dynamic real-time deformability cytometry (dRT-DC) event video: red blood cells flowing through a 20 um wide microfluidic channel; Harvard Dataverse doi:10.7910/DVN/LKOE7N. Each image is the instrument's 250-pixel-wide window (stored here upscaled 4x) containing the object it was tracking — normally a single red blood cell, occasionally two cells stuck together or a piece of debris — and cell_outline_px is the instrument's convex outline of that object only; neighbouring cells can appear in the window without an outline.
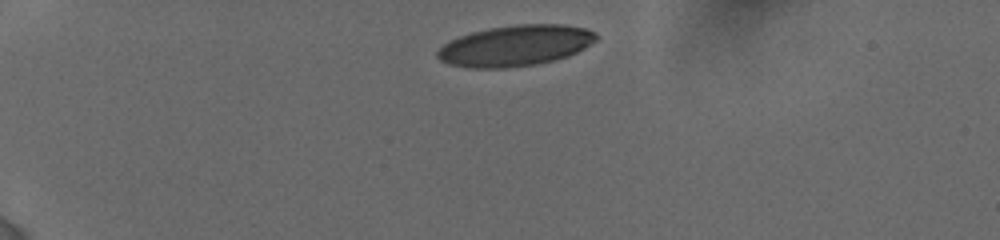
{"species": "human", "species_latin": "Homo sapiens", "temperature_condition": "cold", "stored_images_in_passage": 39, "camera_frame_rate_fps": 3000, "um_per_image_px": 0.085, "donor": {"sex": "female"}, "frame": {"image": 1, "passage_image": 1, "time_ms": 0.0, "image_size_px": [1000, 240], "cell_outline_px": [[596, 40], [584, 48], [568, 56], [536, 64], [504, 68], [472, 68], [448, 64], [440, 60], [436, 56], [436, 52], [444, 44], [460, 36], [472, 32], [488, 28], [516, 24], [564, 24], [584, 28], [596, 32]], "centroid_in_image_um": [43.8, 3.87], "position_along_channel_um": 41.2, "area_um2": 37.63}}
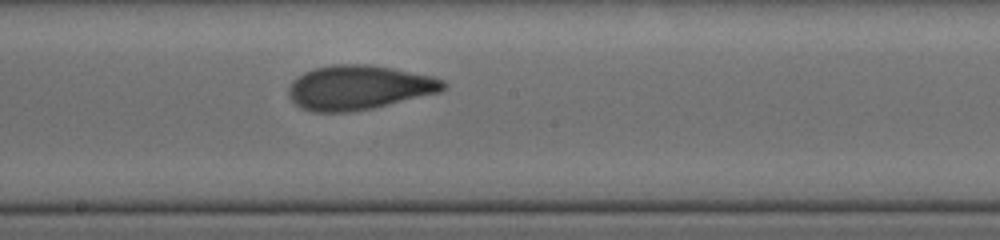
{"frame": {"image": 2, "passage_image": 23, "time_ms": 6.333, "image_size_px": [1000, 240], "cell_outline_px": [[448, 84], [440, 92], [372, 108], [348, 112], [312, 112], [300, 108], [288, 96], [288, 88], [292, 80], [296, 76], [304, 72], [316, 68], [336, 64], [368, 64], [392, 68], [432, 76], [444, 80]], "centroid_in_image_um": [30.48, 7.44], "position_along_channel_um": 217.7, "area_um2": 40.06}}
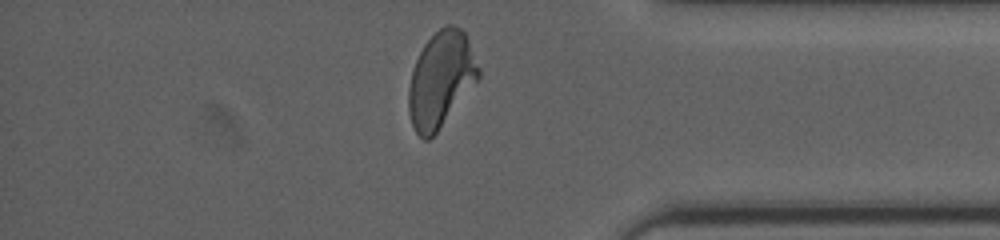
{"frame": {"image": 3, "passage_image": 37, "time_ms": 11.333, "image_size_px": [1000, 240], "cell_outline_px": [[480, 76], [436, 132], [428, 140], [424, 140], [416, 132], [412, 124], [408, 112], [408, 88], [412, 68], [424, 44], [440, 28], [448, 24], [452, 24], [460, 28], [464, 32], [468, 40], [480, 68]], "centroid_in_image_um": [37.45, 6.73], "position_along_channel_um": 397.8, "area_um2": 38.38}, "authors_computed_cell_mechanics": {"area_um2": 39.2462, "velocity_mm_per_s": 3.8426, "shape_relaxation_time_tau1_ms": 3.9964, "shape_relaxation_time_tau2_ms": 1.2065, "deformation_change_tau1": 0.1718, "deformation_change_tau2": 0.0837}}